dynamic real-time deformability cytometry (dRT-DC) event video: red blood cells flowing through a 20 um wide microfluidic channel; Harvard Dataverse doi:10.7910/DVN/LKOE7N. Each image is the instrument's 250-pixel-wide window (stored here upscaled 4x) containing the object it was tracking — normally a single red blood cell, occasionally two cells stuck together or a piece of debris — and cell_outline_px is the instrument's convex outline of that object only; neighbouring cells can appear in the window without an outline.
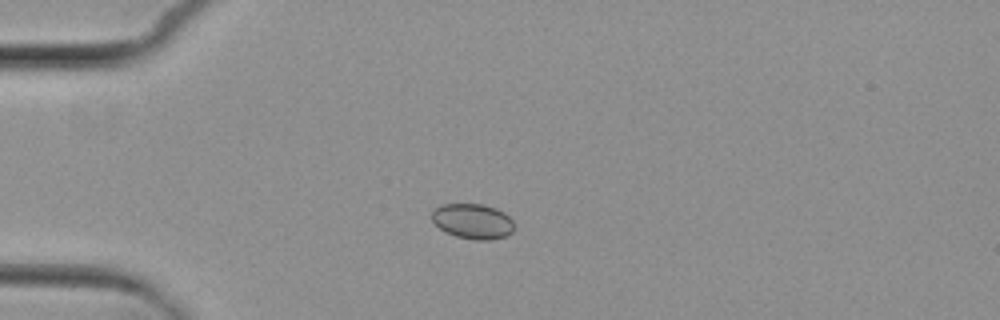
{"species": "common noctule bat (a hibernating species)", "species_latin": "Nyctalus noctula", "temperature_condition": "cold", "stored_images_in_passage": 3, "camera_frame_rate_fps": 3000, "um_per_image_px": 0.085, "animal": {"sex": "female", "body_mass_g": 29.2, "forearm_length_mm": 56.3}, "frame": {"image": 1, "passage_image": 3, "time_ms": 3.333, "image_size_px": [1000, 320], "cell_outline_px": [[516, 228], [508, 236], [492, 240], [476, 240], [456, 236], [440, 228], [432, 220], [432, 212], [440, 204], [484, 204], [496, 208], [504, 212], [516, 224]], "centroid_in_image_um": [40.25, 18.81], "position_along_channel_um": 44.8, "area_um2": 17.05}}